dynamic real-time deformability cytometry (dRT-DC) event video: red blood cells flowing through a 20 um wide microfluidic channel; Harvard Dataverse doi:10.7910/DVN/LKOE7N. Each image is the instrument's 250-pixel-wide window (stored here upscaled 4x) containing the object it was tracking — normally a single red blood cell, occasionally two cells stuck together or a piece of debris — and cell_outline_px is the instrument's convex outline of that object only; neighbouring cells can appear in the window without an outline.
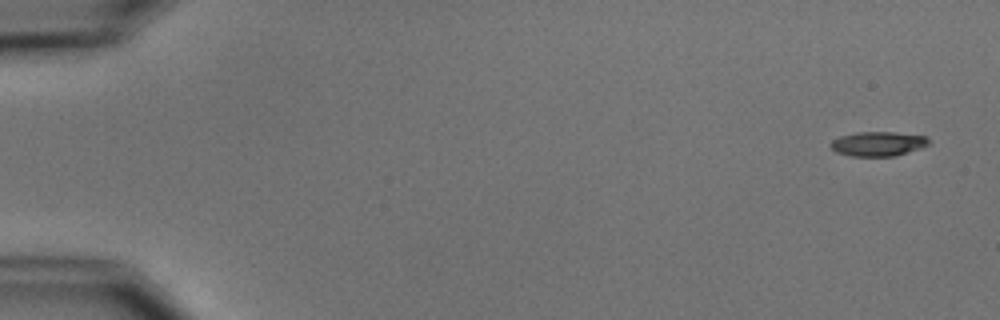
{"species": "common noctule bat (a hibernating species)", "species_latin": "Nyctalus noctula", "temperature_condition": "cold", "stored_images_in_passage": 5, "camera_frame_rate_fps": 3000, "um_per_image_px": 0.085, "animal": {"sex": "male", "body_mass_g": 15.6}, "frame": {"image": 1, "passage_image": 1, "time_ms": 0.0, "image_size_px": [1000, 320], "cell_outline_px": [[932, 144], [920, 148], [892, 156], [852, 156], [836, 152], [828, 144], [832, 140], [840, 136], [856, 132], [896, 132], [928, 136]], "centroid_in_image_um": [74.65, 12.21], "position_along_channel_um": 10.3, "area_um2": 14.1}}
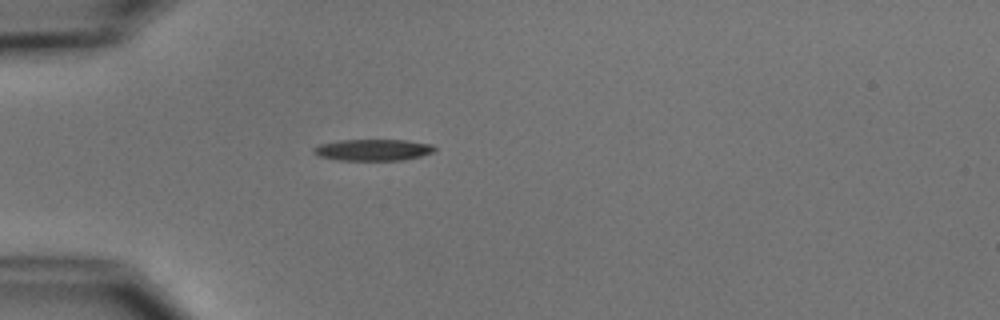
{"frame": {"image": 2, "passage_image": 5, "time_ms": 4.667, "image_size_px": [1000, 320], "cell_outline_px": [[436, 148], [432, 152], [420, 156], [404, 160], [340, 160], [320, 156], [312, 152], [312, 148], [320, 144], [340, 140], [404, 140], [432, 144]], "centroid_in_image_um": [31.7, 12.74], "position_along_channel_um": 53.3, "area_um2": 15.03}}